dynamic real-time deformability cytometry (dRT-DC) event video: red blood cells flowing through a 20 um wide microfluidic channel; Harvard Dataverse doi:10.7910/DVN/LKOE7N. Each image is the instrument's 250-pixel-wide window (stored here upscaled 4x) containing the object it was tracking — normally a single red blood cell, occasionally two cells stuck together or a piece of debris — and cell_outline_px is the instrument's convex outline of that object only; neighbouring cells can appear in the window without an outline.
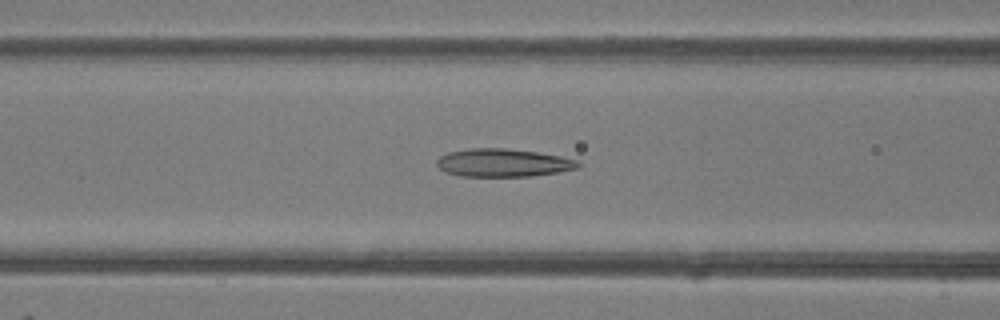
{"species": "common noctule bat (a hibernating species)", "species_latin": "Nyctalus noctula", "temperature_condition": "room temperature", "stored_images_in_passage": 38, "camera_frame_rate_fps": 3000, "um_per_image_px": 0.085, "animal": {"sex": "female"}, "frame": {"image": 1, "passage_image": 9, "time_ms": 2.667, "image_size_px": [1000, 320], "cell_outline_px": [[580, 168], [560, 172], [532, 176], [460, 176], [444, 172], [436, 164], [436, 160], [440, 156], [448, 152], [468, 148], [504, 148], [536, 152], [560, 156], [580, 160]], "centroid_in_image_um": [42.78, 13.84], "position_along_channel_um": 123.8, "area_um2": 23.29}}
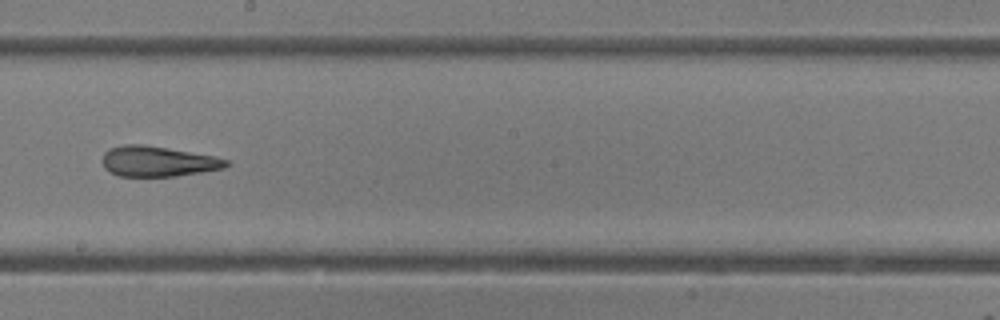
{"frame": {"image": 2, "passage_image": 17, "time_ms": 5.333, "image_size_px": [1000, 320], "cell_outline_px": [[232, 164], [224, 168], [176, 176], [120, 176], [108, 172], [104, 168], [100, 160], [104, 152], [108, 148], [124, 144], [144, 144], [212, 156], [228, 160]], "centroid_in_image_um": [13.35, 13.71], "position_along_channel_um": 234.9, "area_um2": 22.02}}
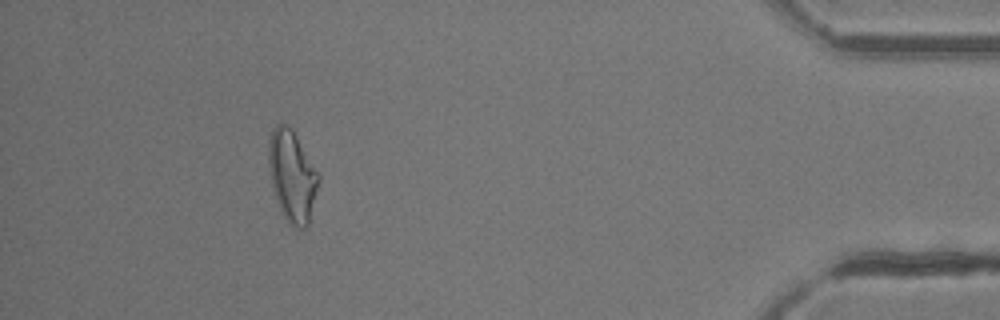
{"frame": {"image": 3, "passage_image": 34, "time_ms": 11.0, "image_size_px": [1000, 320], "cell_outline_px": [[320, 180], [308, 224], [304, 228], [296, 228], [284, 216], [280, 208], [272, 184], [268, 164], [268, 140], [276, 124], [284, 124], [292, 128], [320, 172]], "centroid_in_image_um": [24.86, 14.91], "position_along_channel_um": 410.3, "area_um2": 26.53}, "authors_computed_cell_mechanics": {"area_um2": 23.2356, "velocity_mm_per_s": 4.1601, "shape_relaxation_time_tau1_ms": null, "shape_relaxation_time_tau2_ms": 2.1666, "deformation_change_tau1": null, "deformation_change_tau2": 0.126}}